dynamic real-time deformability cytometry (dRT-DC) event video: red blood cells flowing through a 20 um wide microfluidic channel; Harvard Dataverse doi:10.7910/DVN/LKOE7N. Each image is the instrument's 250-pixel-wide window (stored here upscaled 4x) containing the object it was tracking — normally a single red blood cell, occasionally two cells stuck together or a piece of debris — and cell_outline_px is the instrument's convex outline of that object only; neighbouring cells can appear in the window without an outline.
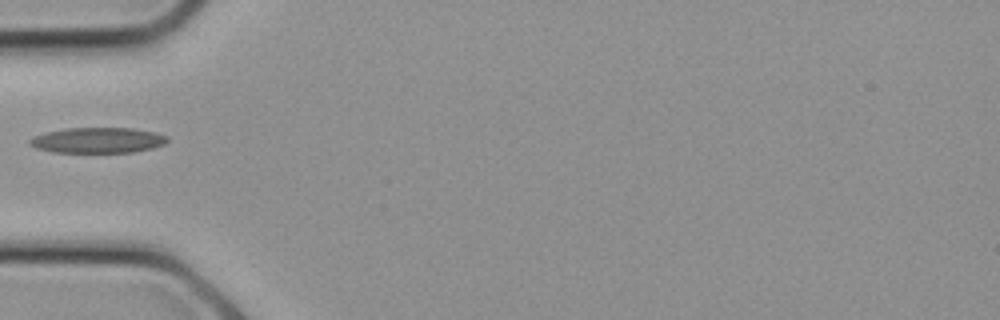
{"species": "common noctule bat (a hibernating species)", "species_latin": "Nyctalus noctula", "temperature_condition": "cold", "stored_images_in_passage": 17, "camera_frame_rate_fps": 3000, "um_per_image_px": 0.085, "animal": {"sex": "female", "body_mass_g": 21.9}, "frame": {"image": 1, "passage_image": 1, "time_ms": 0.0, "image_size_px": [1000, 320], "cell_outline_px": [[168, 140], [164, 144], [152, 148], [132, 152], [52, 152], [36, 148], [28, 144], [28, 140], [36, 136], [48, 132], [64, 128], [132, 128], [156, 132], [168, 136]], "centroid_in_image_um": [8.32, 11.92], "position_along_channel_um": 76.7, "area_um2": 20.4}}
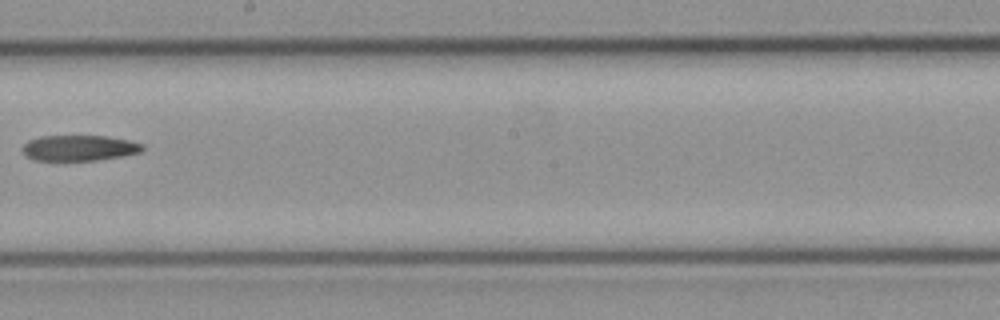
{"frame": {"image": 2, "passage_image": 7, "time_ms": 2.0, "image_size_px": [1000, 320], "cell_outline_px": [[144, 148], [140, 152], [124, 156], [96, 160], [32, 160], [24, 156], [20, 148], [28, 140], [40, 136], [108, 136], [128, 140], [144, 144]], "centroid_in_image_um": [6.69, 12.58], "position_along_channel_um": 241.5, "area_um2": 18.15}}
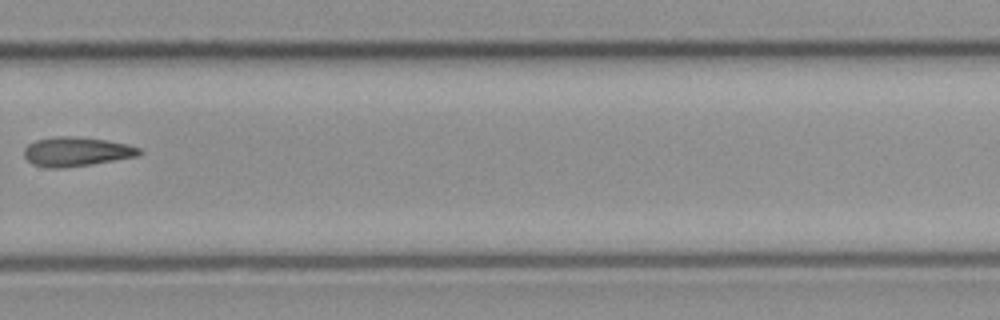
{"frame": {"image": 3, "passage_image": 10, "time_ms": 3.0, "image_size_px": [1000, 320], "cell_outline_px": [[144, 152], [140, 156], [92, 164], [64, 168], [44, 168], [32, 164], [24, 156], [24, 148], [28, 144], [36, 140], [52, 136], [68, 136], [108, 140], [128, 144], [140, 148]], "centroid_in_image_um": [6.51, 12.89], "position_along_channel_um": 323.3, "area_um2": 19.94}}